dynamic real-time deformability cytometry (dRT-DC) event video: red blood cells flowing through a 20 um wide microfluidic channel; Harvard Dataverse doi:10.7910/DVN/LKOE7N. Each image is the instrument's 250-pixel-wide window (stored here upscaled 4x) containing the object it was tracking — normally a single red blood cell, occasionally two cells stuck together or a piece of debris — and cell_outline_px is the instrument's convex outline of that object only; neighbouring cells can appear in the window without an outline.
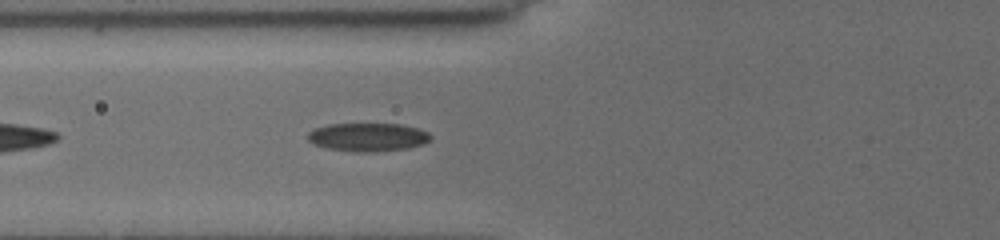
{"species": "common noctule bat (a hibernating species)", "species_latin": "Nyctalus noctula", "temperature_condition": "cold", "stored_images_in_passage": 11, "camera_frame_rate_fps": 3000, "um_per_image_px": 0.085, "animal": {"sex": "female", "body_mass_g": 19.5, "forearm_length_mm": 54.1}, "frame": {"image": 1, "passage_image": 7, "time_ms": 1.667, "image_size_px": [1000, 240], "cell_outline_px": [[432, 136], [424, 144], [408, 148], [376, 152], [352, 152], [328, 148], [312, 144], [308, 140], [308, 132], [316, 128], [328, 124], [400, 124], [416, 128], [428, 132]], "centroid_in_image_um": [31.26, 11.66], "position_along_channel_um": 94.5, "area_um2": 20.35}}